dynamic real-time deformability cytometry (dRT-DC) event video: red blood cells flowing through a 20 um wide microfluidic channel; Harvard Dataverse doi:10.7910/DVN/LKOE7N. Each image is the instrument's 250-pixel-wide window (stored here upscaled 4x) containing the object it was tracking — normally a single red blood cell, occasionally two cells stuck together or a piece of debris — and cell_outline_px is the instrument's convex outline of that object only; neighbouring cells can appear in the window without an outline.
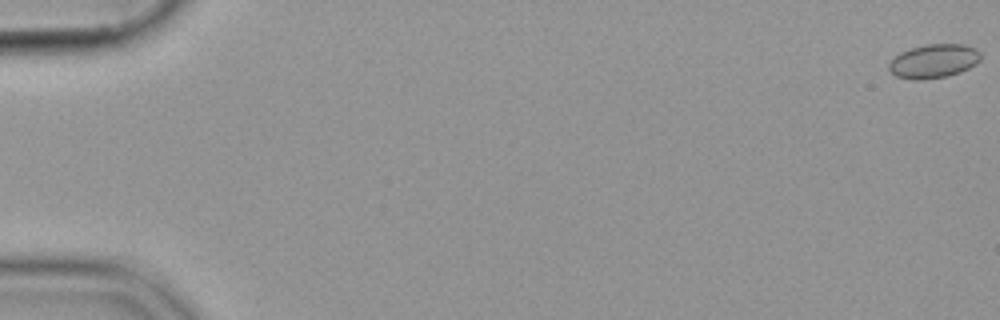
{"species": "common noctule bat (a hibernating species)", "species_latin": "Nyctalus noctula", "temperature_condition": "cold", "stored_images_in_passage": 3, "camera_frame_rate_fps": 3000, "um_per_image_px": 0.085, "animal": {"sex": "female", "body_mass_g": 19.9}, "frame": {"image": 1, "passage_image": 1, "time_ms": 0.0, "image_size_px": [1000, 320], "cell_outline_px": [[980, 60], [976, 64], [960, 72], [948, 76], [920, 80], [916, 80], [896, 76], [888, 68], [888, 64], [900, 52], [912, 48], [928, 44], [964, 44], [976, 48], [980, 52]], "centroid_in_image_um": [79.38, 5.19], "position_along_channel_um": 5.6, "area_um2": 18.03}}